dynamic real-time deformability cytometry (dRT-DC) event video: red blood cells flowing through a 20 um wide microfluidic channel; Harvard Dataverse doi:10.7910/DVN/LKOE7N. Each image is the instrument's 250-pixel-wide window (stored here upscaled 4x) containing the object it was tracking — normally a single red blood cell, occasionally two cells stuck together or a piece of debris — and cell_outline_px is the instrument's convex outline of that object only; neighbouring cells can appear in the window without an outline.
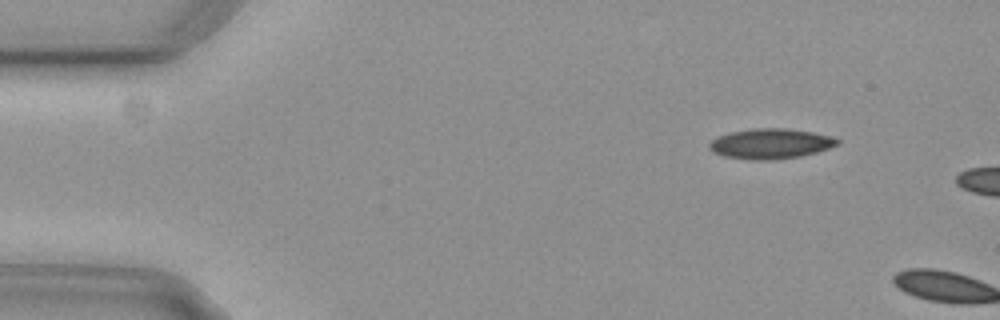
{"species": "common noctule bat (a hibernating species)", "species_latin": "Nyctalus noctula", "temperature_condition": "cold", "stored_images_in_passage": 2, "camera_frame_rate_fps": 3000, "um_per_image_px": 0.085, "animal": {"sex": "female", "body_mass_g": 29.2, "forearm_length_mm": 56.3}, "frame": {"image": 1, "passage_image": 1, "time_ms": 0.0, "image_size_px": [1000, 320], "cell_outline_px": [[840, 144], [816, 152], [800, 156], [772, 160], [752, 160], [724, 156], [716, 152], [708, 144], [712, 140], [728, 132], [756, 128], [784, 128], [812, 132], [832, 136], [840, 140]], "centroid_in_image_um": [65.54, 12.21], "position_along_channel_um": 19.5, "area_um2": 22.31}}